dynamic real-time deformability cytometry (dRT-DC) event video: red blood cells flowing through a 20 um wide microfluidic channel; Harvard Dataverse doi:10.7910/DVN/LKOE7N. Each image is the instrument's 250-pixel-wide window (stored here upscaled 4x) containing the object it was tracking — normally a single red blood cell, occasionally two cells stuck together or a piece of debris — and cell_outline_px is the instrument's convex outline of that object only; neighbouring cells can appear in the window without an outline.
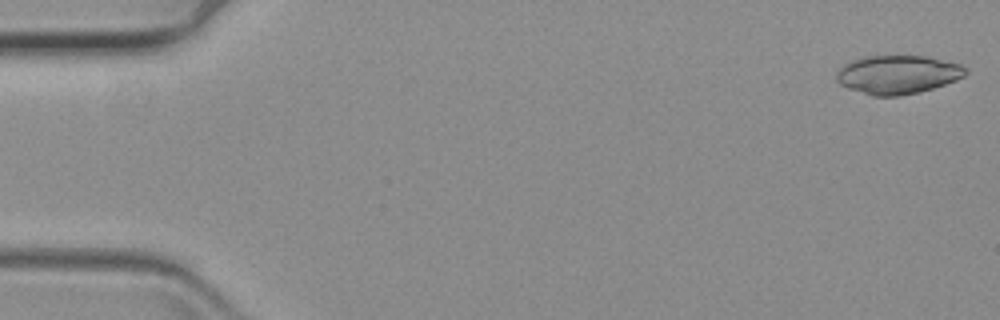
{"species": "common noctule bat (a hibernating species)", "species_latin": "Nyctalus noctula", "temperature_condition": "warm", "stored_images_in_passage": 6, "camera_frame_rate_fps": 3000, "um_per_image_px": 0.085, "animal": {"sex": "female", "body_mass_g": 19.3, "forearm_length_mm": 54.1}, "frame": {"image": 1, "passage_image": 1, "time_ms": 0.0, "image_size_px": [1000, 320], "cell_outline_px": [[968, 72], [964, 76], [956, 80], [920, 92], [900, 96], [872, 96], [848, 88], [840, 84], [836, 80], [836, 72], [844, 64], [852, 60], [864, 56], [928, 56], [960, 64], [968, 68]], "centroid_in_image_um": [76.3, 6.34], "position_along_channel_um": 8.7, "area_um2": 29.19}}